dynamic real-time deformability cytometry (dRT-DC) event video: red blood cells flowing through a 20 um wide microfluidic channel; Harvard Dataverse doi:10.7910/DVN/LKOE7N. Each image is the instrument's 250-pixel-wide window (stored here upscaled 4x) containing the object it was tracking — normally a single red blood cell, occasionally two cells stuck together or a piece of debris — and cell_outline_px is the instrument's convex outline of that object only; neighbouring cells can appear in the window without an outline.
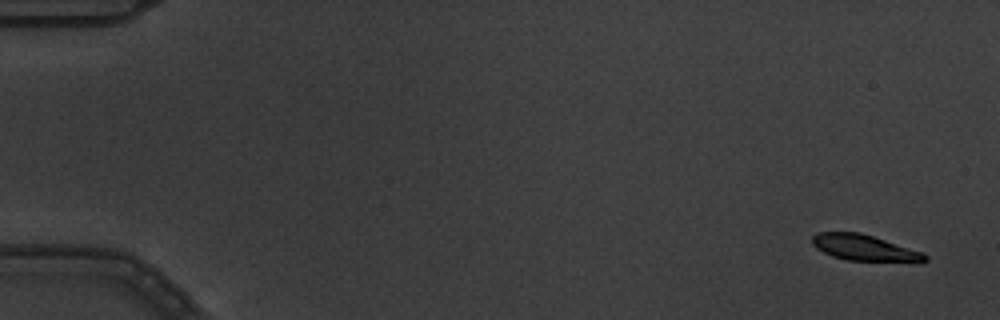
{"species": "common noctule bat (a hibernating species)", "species_latin": "Nyctalus noctula", "temperature_condition": "warm", "stored_images_in_passage": 4, "camera_frame_rate_fps": 3000, "um_per_image_px": 0.085, "animal": {"sex": "male", "body_mass_g": 19.5, "forearm_length_mm": 54.6}, "frame": {"image": 1, "passage_image": 1, "time_ms": 0.0, "image_size_px": [1000, 320], "cell_outline_px": [[928, 260], [920, 264], [916, 264], [848, 260], [832, 256], [816, 248], [812, 244], [812, 236], [816, 232], [860, 232], [924, 252], [928, 256]], "centroid_in_image_um": [73.59, 21.1], "position_along_channel_um": 11.4, "area_um2": 17.8}}